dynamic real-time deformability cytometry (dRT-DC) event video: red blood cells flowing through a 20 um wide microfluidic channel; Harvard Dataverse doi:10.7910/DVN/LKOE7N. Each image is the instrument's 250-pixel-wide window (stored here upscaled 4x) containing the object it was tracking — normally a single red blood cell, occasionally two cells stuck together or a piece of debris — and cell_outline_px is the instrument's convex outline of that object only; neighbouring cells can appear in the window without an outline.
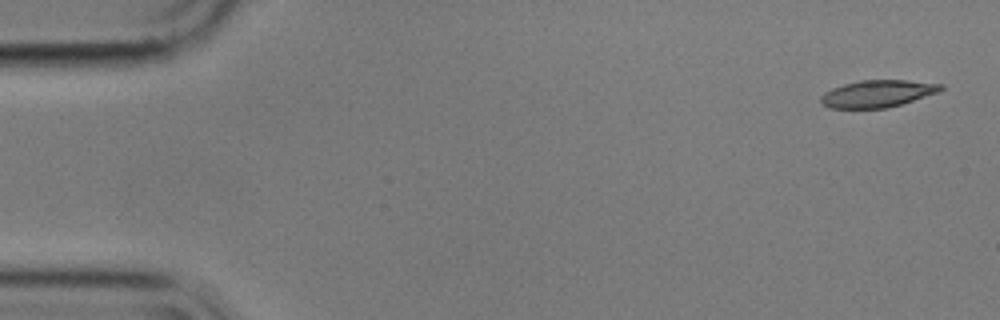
{"species": "common noctule bat (a hibernating species)", "species_latin": "Nyctalus noctula", "temperature_condition": "cold", "stored_images_in_passage": 6, "segment_of_instrument_passage": [1, 2], "camera_frame_rate_fps": 3000, "um_per_image_px": 0.085, "animal": {"sex": "male", "body_mass_g": 17.9}, "frame": {"image": 1, "passage_image": 1, "time_ms": 0.0, "image_size_px": [1000, 320], "cell_outline_px": [[944, 88], [936, 92], [900, 104], [884, 108], [832, 108], [820, 104], [820, 96], [824, 92], [832, 88], [844, 84], [860, 80], [908, 80], [944, 84]], "centroid_in_image_um": [74.54, 7.95], "position_along_channel_um": 10.5, "area_um2": 18.79}}